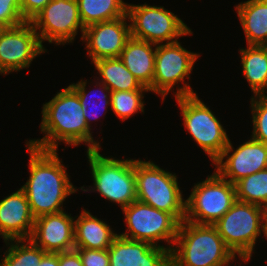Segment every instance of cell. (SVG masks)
I'll use <instances>...</instances> for the list:
<instances>
[{
	"label": "cell",
	"mask_w": 267,
	"mask_h": 266,
	"mask_svg": "<svg viewBox=\"0 0 267 266\" xmlns=\"http://www.w3.org/2000/svg\"><path fill=\"white\" fill-rule=\"evenodd\" d=\"M235 9L247 45L267 46V0H247Z\"/></svg>",
	"instance_id": "21"
},
{
	"label": "cell",
	"mask_w": 267,
	"mask_h": 266,
	"mask_svg": "<svg viewBox=\"0 0 267 266\" xmlns=\"http://www.w3.org/2000/svg\"><path fill=\"white\" fill-rule=\"evenodd\" d=\"M175 99L181 109L183 125L187 132L213 163L229 143L226 130L197 94L175 97Z\"/></svg>",
	"instance_id": "9"
},
{
	"label": "cell",
	"mask_w": 267,
	"mask_h": 266,
	"mask_svg": "<svg viewBox=\"0 0 267 266\" xmlns=\"http://www.w3.org/2000/svg\"><path fill=\"white\" fill-rule=\"evenodd\" d=\"M30 176L21 187L34 218L64 211L63 203L78 189L71 183L57 150H42L26 143ZM75 187V188H74Z\"/></svg>",
	"instance_id": "2"
},
{
	"label": "cell",
	"mask_w": 267,
	"mask_h": 266,
	"mask_svg": "<svg viewBox=\"0 0 267 266\" xmlns=\"http://www.w3.org/2000/svg\"><path fill=\"white\" fill-rule=\"evenodd\" d=\"M244 78L255 95L267 93V46L247 45L240 48Z\"/></svg>",
	"instance_id": "22"
},
{
	"label": "cell",
	"mask_w": 267,
	"mask_h": 266,
	"mask_svg": "<svg viewBox=\"0 0 267 266\" xmlns=\"http://www.w3.org/2000/svg\"><path fill=\"white\" fill-rule=\"evenodd\" d=\"M78 217V218H77ZM74 220L75 248L108 249L118 235L105 221L82 209Z\"/></svg>",
	"instance_id": "19"
},
{
	"label": "cell",
	"mask_w": 267,
	"mask_h": 266,
	"mask_svg": "<svg viewBox=\"0 0 267 266\" xmlns=\"http://www.w3.org/2000/svg\"><path fill=\"white\" fill-rule=\"evenodd\" d=\"M237 201L236 187L216 171L195 183L186 199L185 220L200 225H214Z\"/></svg>",
	"instance_id": "8"
},
{
	"label": "cell",
	"mask_w": 267,
	"mask_h": 266,
	"mask_svg": "<svg viewBox=\"0 0 267 266\" xmlns=\"http://www.w3.org/2000/svg\"><path fill=\"white\" fill-rule=\"evenodd\" d=\"M86 85H87V80H81V81H78L77 83H73V84H70L69 86L77 93V95L79 96V100H80V103H81V106H82V111H83V115L85 117V120H86V123L88 125V127L91 129V120H97V118L99 117L96 108L99 109L102 108L104 109L103 111H105L104 113H106L108 110V106H111V90L103 83L101 82H97L96 81V86H99V90L100 93V99L102 100H99L97 102H95L94 104V100H88L89 99H93L92 97H94V94L96 96V92L94 94H92V92H87V88H86ZM98 95V96H99ZM92 96V97H91ZM93 103V105H92ZM97 110V111H96ZM101 113V111H100ZM98 116V117H97Z\"/></svg>",
	"instance_id": "26"
},
{
	"label": "cell",
	"mask_w": 267,
	"mask_h": 266,
	"mask_svg": "<svg viewBox=\"0 0 267 266\" xmlns=\"http://www.w3.org/2000/svg\"><path fill=\"white\" fill-rule=\"evenodd\" d=\"M235 187L237 200L256 204L267 210V169L241 179Z\"/></svg>",
	"instance_id": "27"
},
{
	"label": "cell",
	"mask_w": 267,
	"mask_h": 266,
	"mask_svg": "<svg viewBox=\"0 0 267 266\" xmlns=\"http://www.w3.org/2000/svg\"><path fill=\"white\" fill-rule=\"evenodd\" d=\"M77 3L84 28L127 15L128 3L123 0H77Z\"/></svg>",
	"instance_id": "24"
},
{
	"label": "cell",
	"mask_w": 267,
	"mask_h": 266,
	"mask_svg": "<svg viewBox=\"0 0 267 266\" xmlns=\"http://www.w3.org/2000/svg\"><path fill=\"white\" fill-rule=\"evenodd\" d=\"M59 266H83L76 249L58 253Z\"/></svg>",
	"instance_id": "33"
},
{
	"label": "cell",
	"mask_w": 267,
	"mask_h": 266,
	"mask_svg": "<svg viewBox=\"0 0 267 266\" xmlns=\"http://www.w3.org/2000/svg\"><path fill=\"white\" fill-rule=\"evenodd\" d=\"M4 242L8 248L0 260V266H38L46 254L31 239H13Z\"/></svg>",
	"instance_id": "25"
},
{
	"label": "cell",
	"mask_w": 267,
	"mask_h": 266,
	"mask_svg": "<svg viewBox=\"0 0 267 266\" xmlns=\"http://www.w3.org/2000/svg\"><path fill=\"white\" fill-rule=\"evenodd\" d=\"M176 173L168 172L152 161L135 159L137 200L170 213L179 223L185 220L186 200Z\"/></svg>",
	"instance_id": "4"
},
{
	"label": "cell",
	"mask_w": 267,
	"mask_h": 266,
	"mask_svg": "<svg viewBox=\"0 0 267 266\" xmlns=\"http://www.w3.org/2000/svg\"><path fill=\"white\" fill-rule=\"evenodd\" d=\"M127 16L131 37L155 45L174 43L193 33L178 15L163 6L128 4Z\"/></svg>",
	"instance_id": "10"
},
{
	"label": "cell",
	"mask_w": 267,
	"mask_h": 266,
	"mask_svg": "<svg viewBox=\"0 0 267 266\" xmlns=\"http://www.w3.org/2000/svg\"><path fill=\"white\" fill-rule=\"evenodd\" d=\"M24 22L20 0H0V23L6 27H15Z\"/></svg>",
	"instance_id": "30"
},
{
	"label": "cell",
	"mask_w": 267,
	"mask_h": 266,
	"mask_svg": "<svg viewBox=\"0 0 267 266\" xmlns=\"http://www.w3.org/2000/svg\"><path fill=\"white\" fill-rule=\"evenodd\" d=\"M155 54V44L131 37L119 58L139 82L149 88L154 78Z\"/></svg>",
	"instance_id": "20"
},
{
	"label": "cell",
	"mask_w": 267,
	"mask_h": 266,
	"mask_svg": "<svg viewBox=\"0 0 267 266\" xmlns=\"http://www.w3.org/2000/svg\"><path fill=\"white\" fill-rule=\"evenodd\" d=\"M149 90L114 91L111 92V109L121 120H127L138 111L144 113L143 93Z\"/></svg>",
	"instance_id": "28"
},
{
	"label": "cell",
	"mask_w": 267,
	"mask_h": 266,
	"mask_svg": "<svg viewBox=\"0 0 267 266\" xmlns=\"http://www.w3.org/2000/svg\"><path fill=\"white\" fill-rule=\"evenodd\" d=\"M39 40L56 45L72 43L78 30L84 33L77 0H51L31 21Z\"/></svg>",
	"instance_id": "12"
},
{
	"label": "cell",
	"mask_w": 267,
	"mask_h": 266,
	"mask_svg": "<svg viewBox=\"0 0 267 266\" xmlns=\"http://www.w3.org/2000/svg\"><path fill=\"white\" fill-rule=\"evenodd\" d=\"M94 188L110 202L117 203L121 209L137 200L135 160L115 159L100 154L99 150L87 151Z\"/></svg>",
	"instance_id": "5"
},
{
	"label": "cell",
	"mask_w": 267,
	"mask_h": 266,
	"mask_svg": "<svg viewBox=\"0 0 267 266\" xmlns=\"http://www.w3.org/2000/svg\"><path fill=\"white\" fill-rule=\"evenodd\" d=\"M98 71L101 83L105 84L111 92L149 90L127 69L120 58H103L92 62Z\"/></svg>",
	"instance_id": "23"
},
{
	"label": "cell",
	"mask_w": 267,
	"mask_h": 266,
	"mask_svg": "<svg viewBox=\"0 0 267 266\" xmlns=\"http://www.w3.org/2000/svg\"><path fill=\"white\" fill-rule=\"evenodd\" d=\"M45 52L31 22L6 27L0 35V75L29 68L33 59Z\"/></svg>",
	"instance_id": "13"
},
{
	"label": "cell",
	"mask_w": 267,
	"mask_h": 266,
	"mask_svg": "<svg viewBox=\"0 0 267 266\" xmlns=\"http://www.w3.org/2000/svg\"><path fill=\"white\" fill-rule=\"evenodd\" d=\"M83 266H110L108 249L75 248Z\"/></svg>",
	"instance_id": "31"
},
{
	"label": "cell",
	"mask_w": 267,
	"mask_h": 266,
	"mask_svg": "<svg viewBox=\"0 0 267 266\" xmlns=\"http://www.w3.org/2000/svg\"><path fill=\"white\" fill-rule=\"evenodd\" d=\"M38 266H59L58 253H46Z\"/></svg>",
	"instance_id": "34"
},
{
	"label": "cell",
	"mask_w": 267,
	"mask_h": 266,
	"mask_svg": "<svg viewBox=\"0 0 267 266\" xmlns=\"http://www.w3.org/2000/svg\"><path fill=\"white\" fill-rule=\"evenodd\" d=\"M261 233L264 234V236L267 239V212L264 215L263 221H262V230Z\"/></svg>",
	"instance_id": "35"
},
{
	"label": "cell",
	"mask_w": 267,
	"mask_h": 266,
	"mask_svg": "<svg viewBox=\"0 0 267 266\" xmlns=\"http://www.w3.org/2000/svg\"><path fill=\"white\" fill-rule=\"evenodd\" d=\"M236 258L213 225L179 224L171 266H229Z\"/></svg>",
	"instance_id": "3"
},
{
	"label": "cell",
	"mask_w": 267,
	"mask_h": 266,
	"mask_svg": "<svg viewBox=\"0 0 267 266\" xmlns=\"http://www.w3.org/2000/svg\"><path fill=\"white\" fill-rule=\"evenodd\" d=\"M213 164L215 171L221 177L235 185L241 179L267 169V144L251 137L235 150L229 140L228 145Z\"/></svg>",
	"instance_id": "14"
},
{
	"label": "cell",
	"mask_w": 267,
	"mask_h": 266,
	"mask_svg": "<svg viewBox=\"0 0 267 266\" xmlns=\"http://www.w3.org/2000/svg\"><path fill=\"white\" fill-rule=\"evenodd\" d=\"M110 266H171V251L120 236L108 248Z\"/></svg>",
	"instance_id": "17"
},
{
	"label": "cell",
	"mask_w": 267,
	"mask_h": 266,
	"mask_svg": "<svg viewBox=\"0 0 267 266\" xmlns=\"http://www.w3.org/2000/svg\"><path fill=\"white\" fill-rule=\"evenodd\" d=\"M6 29V26L0 23V35Z\"/></svg>",
	"instance_id": "36"
},
{
	"label": "cell",
	"mask_w": 267,
	"mask_h": 266,
	"mask_svg": "<svg viewBox=\"0 0 267 266\" xmlns=\"http://www.w3.org/2000/svg\"><path fill=\"white\" fill-rule=\"evenodd\" d=\"M122 211L127 230L119 234L120 236L172 250L180 223L170 213L138 200L123 208ZM159 241H166L169 245H160Z\"/></svg>",
	"instance_id": "11"
},
{
	"label": "cell",
	"mask_w": 267,
	"mask_h": 266,
	"mask_svg": "<svg viewBox=\"0 0 267 266\" xmlns=\"http://www.w3.org/2000/svg\"><path fill=\"white\" fill-rule=\"evenodd\" d=\"M128 16L92 24L84 29L81 40L86 44L91 63L103 58H119L131 38Z\"/></svg>",
	"instance_id": "15"
},
{
	"label": "cell",
	"mask_w": 267,
	"mask_h": 266,
	"mask_svg": "<svg viewBox=\"0 0 267 266\" xmlns=\"http://www.w3.org/2000/svg\"><path fill=\"white\" fill-rule=\"evenodd\" d=\"M74 220L65 211L35 219L30 239L46 253H61L75 249Z\"/></svg>",
	"instance_id": "16"
},
{
	"label": "cell",
	"mask_w": 267,
	"mask_h": 266,
	"mask_svg": "<svg viewBox=\"0 0 267 266\" xmlns=\"http://www.w3.org/2000/svg\"><path fill=\"white\" fill-rule=\"evenodd\" d=\"M200 54L188 51L181 46L180 42L156 45L154 78L149 92L161 95L162 102L173 86L177 85L175 97L190 96L197 94L190 84L185 82V78L190 80L193 66Z\"/></svg>",
	"instance_id": "7"
},
{
	"label": "cell",
	"mask_w": 267,
	"mask_h": 266,
	"mask_svg": "<svg viewBox=\"0 0 267 266\" xmlns=\"http://www.w3.org/2000/svg\"><path fill=\"white\" fill-rule=\"evenodd\" d=\"M51 0H20L21 14L26 22H30Z\"/></svg>",
	"instance_id": "32"
},
{
	"label": "cell",
	"mask_w": 267,
	"mask_h": 266,
	"mask_svg": "<svg viewBox=\"0 0 267 266\" xmlns=\"http://www.w3.org/2000/svg\"><path fill=\"white\" fill-rule=\"evenodd\" d=\"M266 212L262 206L237 200L213 225L225 245L244 263H248L255 251Z\"/></svg>",
	"instance_id": "6"
},
{
	"label": "cell",
	"mask_w": 267,
	"mask_h": 266,
	"mask_svg": "<svg viewBox=\"0 0 267 266\" xmlns=\"http://www.w3.org/2000/svg\"><path fill=\"white\" fill-rule=\"evenodd\" d=\"M35 218L20 188L0 201V236L7 240L30 239Z\"/></svg>",
	"instance_id": "18"
},
{
	"label": "cell",
	"mask_w": 267,
	"mask_h": 266,
	"mask_svg": "<svg viewBox=\"0 0 267 266\" xmlns=\"http://www.w3.org/2000/svg\"><path fill=\"white\" fill-rule=\"evenodd\" d=\"M250 100L253 123L251 136L267 144V95H253Z\"/></svg>",
	"instance_id": "29"
},
{
	"label": "cell",
	"mask_w": 267,
	"mask_h": 266,
	"mask_svg": "<svg viewBox=\"0 0 267 266\" xmlns=\"http://www.w3.org/2000/svg\"><path fill=\"white\" fill-rule=\"evenodd\" d=\"M42 108L40 129L44 137L30 139L27 144L42 150H57L59 141L73 147L84 142L87 151L101 149L86 123L79 96L70 86L59 91Z\"/></svg>",
	"instance_id": "1"
}]
</instances>
